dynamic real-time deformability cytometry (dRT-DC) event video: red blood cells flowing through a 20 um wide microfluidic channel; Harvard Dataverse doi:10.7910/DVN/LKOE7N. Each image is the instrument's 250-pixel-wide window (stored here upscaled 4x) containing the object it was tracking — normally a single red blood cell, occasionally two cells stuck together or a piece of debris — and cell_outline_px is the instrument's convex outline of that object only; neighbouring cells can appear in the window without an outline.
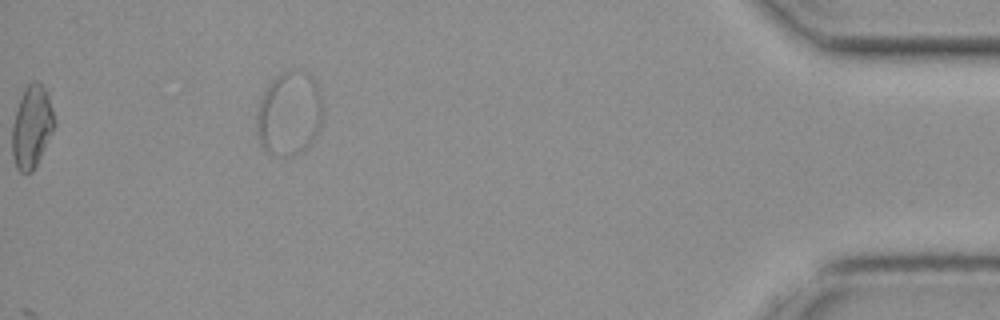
{"species": "common noctule bat (a hibernating species)", "species_latin": "Nyctalus noctula", "temperature_condition": "cold", "stored_images_in_passage": 15, "camera_frame_rate_fps": 3000, "um_per_image_px": 0.085, "animal": {"sex": "female", "body_mass_g": 19.3, "forearm_length_mm": 54.1}, "frame": {"image": 1, "passage_image": 14, "time_ms": 4.333, "image_size_px": [1000, 320], "cell_outline_px": [[56, 124], [32, 172], [20, 172], [16, 168], [12, 156], [12, 128], [16, 108], [28, 84], [36, 80], [48, 88], [56, 120]], "centroid_in_image_um": [2.72, 10.73], "position_along_channel_um": 432.5, "area_um2": 20.4}}